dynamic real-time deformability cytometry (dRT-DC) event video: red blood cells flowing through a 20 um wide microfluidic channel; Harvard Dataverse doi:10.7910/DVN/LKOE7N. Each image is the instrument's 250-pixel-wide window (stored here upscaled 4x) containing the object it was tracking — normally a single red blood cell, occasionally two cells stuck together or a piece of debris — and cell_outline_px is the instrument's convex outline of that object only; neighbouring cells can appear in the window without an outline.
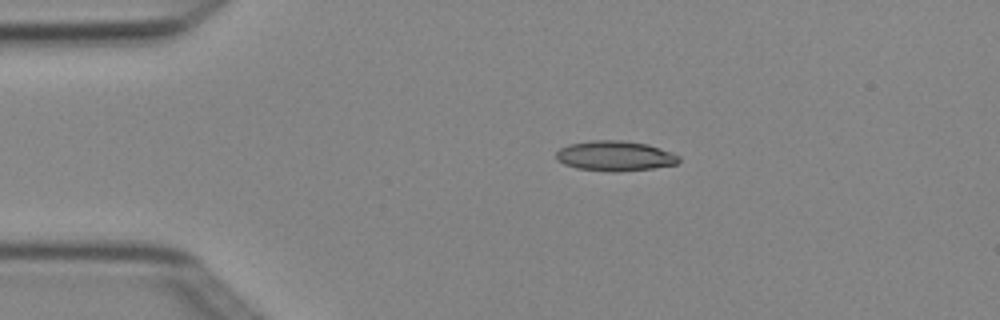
{"species": "Egyptian fruit bat (a non-hibernating species)", "species_latin": "Rousettus aegyptiacus", "temperature_condition": "cold", "stored_images_in_passage": 2, "camera_frame_rate_fps": 3000, "um_per_image_px": 0.085, "animal": {"sex": "female"}, "frame": {"image": 1, "passage_image": 1, "time_ms": 0.0, "image_size_px": [1000, 320], "cell_outline_px": [[680, 160], [676, 164], [652, 168], [616, 172], [612, 172], [576, 168], [564, 164], [556, 160], [556, 152], [560, 148], [568, 144], [592, 140], [620, 140], [648, 144], [672, 152], [680, 156]], "centroid_in_image_um": [52.26, 13.25], "position_along_channel_um": 32.7, "area_um2": 21.62}}